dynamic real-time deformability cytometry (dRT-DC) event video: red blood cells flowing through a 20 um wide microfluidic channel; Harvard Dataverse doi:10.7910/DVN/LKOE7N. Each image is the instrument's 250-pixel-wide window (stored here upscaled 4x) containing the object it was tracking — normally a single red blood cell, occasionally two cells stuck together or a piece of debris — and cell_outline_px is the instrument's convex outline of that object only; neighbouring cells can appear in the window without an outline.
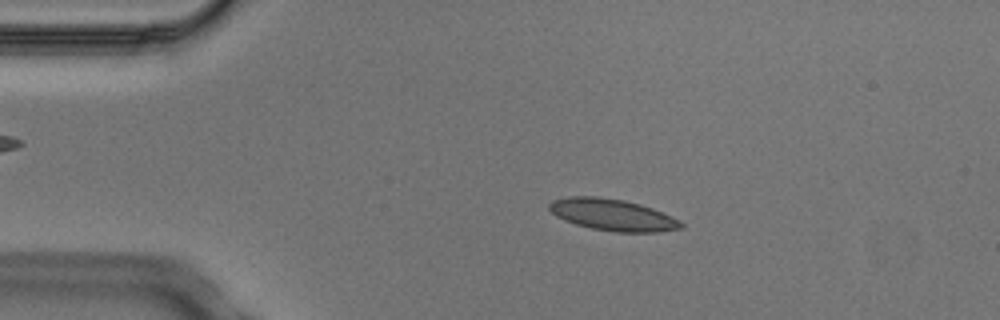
{"species": "Egyptian fruit bat (a non-hibernating species)", "species_latin": "Rousettus aegyptiacus", "temperature_condition": "cold", "stored_images_in_passage": 6, "camera_frame_rate_fps": 3000, "um_per_image_px": 0.085, "animal": {"sex": "male"}, "frame": {"image": 1, "passage_image": 2, "time_ms": 0.333, "image_size_px": [1000, 320], "cell_outline_px": [[684, 228], [660, 232], [616, 232], [592, 228], [576, 224], [564, 220], [556, 216], [548, 208], [548, 204], [552, 200], [568, 196], [596, 196], [624, 200], [640, 204], [652, 208], [680, 220], [684, 224]], "centroid_in_image_um": [52.07, 18.26], "position_along_channel_um": 32.9, "area_um2": 24.39}}
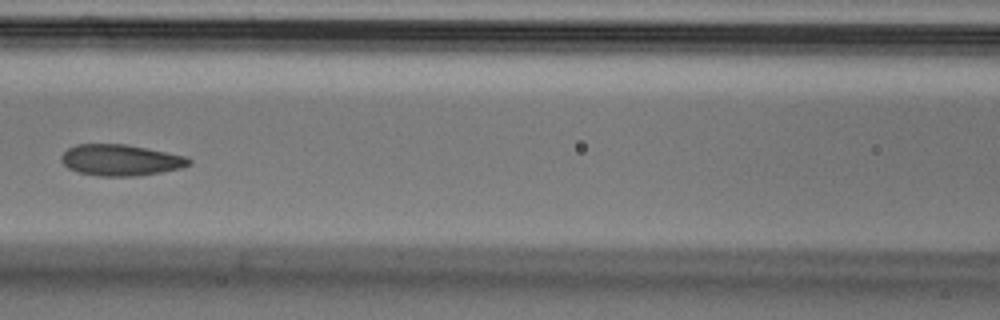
{"frame": {"image": 2, "passage_image": 5, "time_ms": 1.333, "image_size_px": [1000, 320], "cell_outline_px": [[192, 164], [180, 168], [160, 172], [136, 176], [100, 176], [80, 172], [68, 168], [60, 160], [60, 156], [68, 148], [76, 144], [128, 144], [184, 156], [192, 160]], "centroid_in_image_um": [10.24, 13.6], "position_along_channel_um": 156.4, "area_um2": 23.12}}
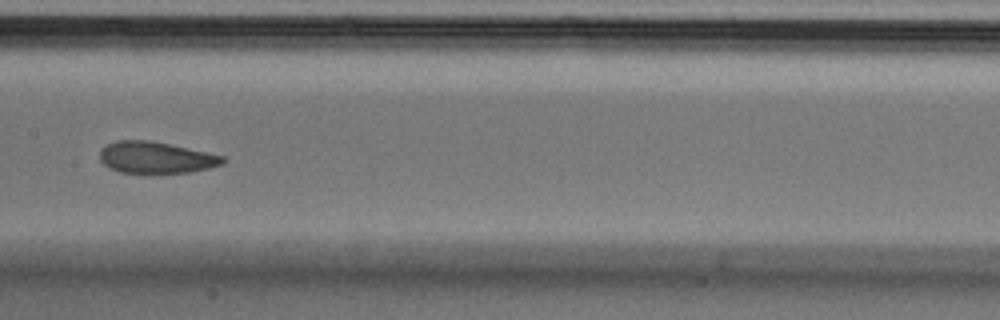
{"frame": {"image": 3, "passage_image": 6, "time_ms": 1.667, "image_size_px": [1000, 320], "cell_outline_px": [[228, 160], [224, 164], [192, 172], [160, 176], [152, 176], [120, 172], [108, 168], [100, 160], [100, 152], [108, 144], [116, 140], [148, 140], [168, 144], [224, 156]], "centroid_in_image_um": [13.27, 13.45], "position_along_channel_um": 194.1, "area_um2": 23.47}}